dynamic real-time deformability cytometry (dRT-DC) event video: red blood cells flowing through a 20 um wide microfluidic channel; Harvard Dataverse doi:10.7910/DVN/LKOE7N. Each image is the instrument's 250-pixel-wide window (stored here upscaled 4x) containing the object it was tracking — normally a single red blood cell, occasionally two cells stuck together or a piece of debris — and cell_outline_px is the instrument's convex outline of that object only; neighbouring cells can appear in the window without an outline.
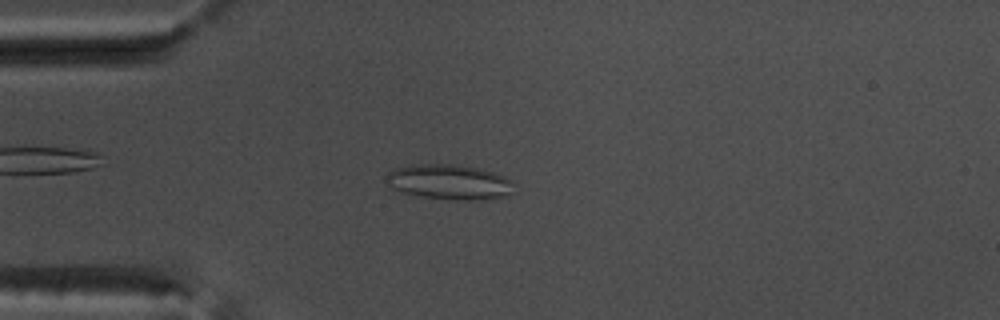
{"species": "common noctule bat (a hibernating species)", "species_latin": "Nyctalus noctula", "temperature_condition": "warm", "stored_images_in_passage": 53, "camera_frame_rate_fps": 3000, "um_per_image_px": 0.085, "animal": {"sex": "male", "body_mass_g": 17.5, "forearm_length_mm": 52.3}, "frame": {"image": 1, "passage_image": 14, "time_ms": 4.333, "image_size_px": [1000, 320], "cell_outline_px": [[512, 192], [504, 196], [476, 200], [456, 200], [424, 196], [404, 192], [396, 188], [384, 180], [388, 172], [400, 168], [420, 164], [456, 164], [480, 168], [504, 176], [512, 180]], "centroid_in_image_um": [38.24, 15.46], "position_along_channel_um": 46.8, "area_um2": 25.55}}
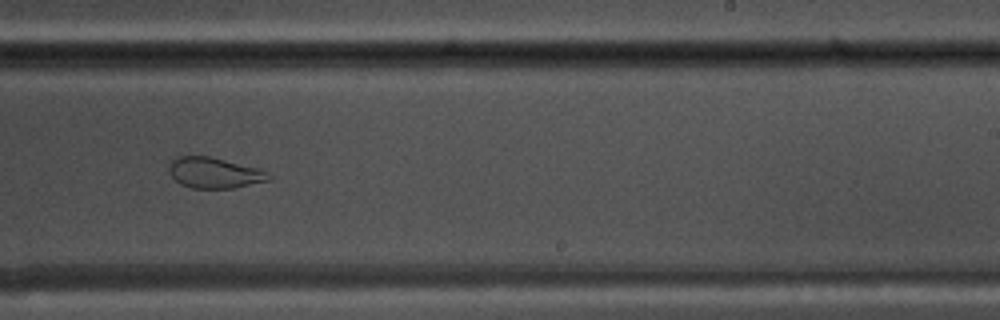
{"frame": {"image": 2, "passage_image": 33, "time_ms": 10.667, "image_size_px": [1000, 320], "cell_outline_px": [[272, 180], [232, 188], [192, 188], [180, 184], [168, 172], [168, 164], [176, 156], [208, 156], [260, 168], [268, 172], [272, 176]], "centroid_in_image_um": [18.23, 14.69], "position_along_channel_um": 270.8, "area_um2": 18.03}}
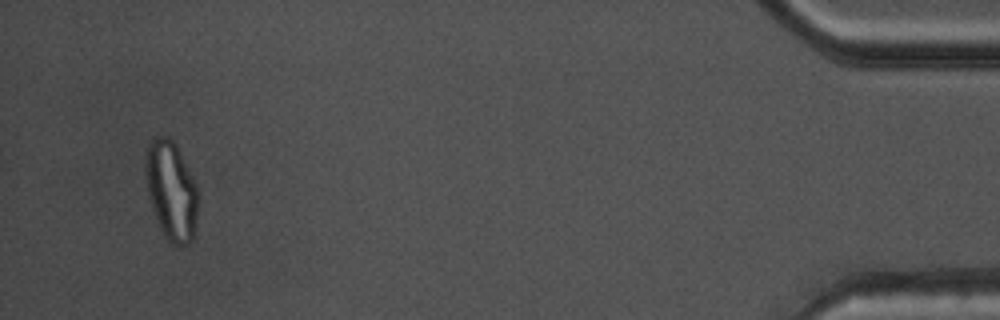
{"frame": {"image": 3, "passage_image": 51, "time_ms": 16.667, "image_size_px": [1000, 320], "cell_outline_px": [[196, 216], [192, 240], [188, 244], [180, 248], [172, 244], [164, 236], [160, 228], [152, 208], [148, 196], [144, 172], [144, 164], [148, 144], [156, 136], [168, 136], [176, 144], [196, 184]], "centroid_in_image_um": [14.52, 16.2], "position_along_channel_um": 420.7, "area_um2": 30.23}, "authors_computed_cell_mechanics": {"area_um2": 25.7788, "velocity_mm_per_s": 3.7922, "shape_relaxation_time_tau1_ms": null, "shape_relaxation_time_tau2_ms": 1.239, "deformation_change_tau1": null, "deformation_change_tau2": 0.0752}}